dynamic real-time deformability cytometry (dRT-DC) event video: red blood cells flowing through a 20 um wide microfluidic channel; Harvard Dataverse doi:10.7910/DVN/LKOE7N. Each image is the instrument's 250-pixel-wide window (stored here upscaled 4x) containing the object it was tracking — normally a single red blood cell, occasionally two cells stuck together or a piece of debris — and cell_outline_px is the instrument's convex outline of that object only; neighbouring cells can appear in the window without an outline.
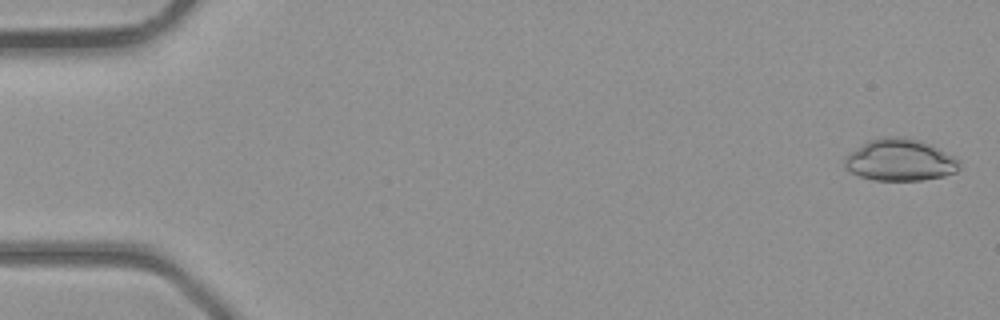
{"species": "common noctule bat (a hibernating species)", "species_latin": "Nyctalus noctula", "temperature_condition": "room temperature", "stored_images_in_passage": 41, "camera_frame_rate_fps": 3000, "um_per_image_px": 0.085, "animal": {"sex": "male", "body_mass_g": 23.1, "forearm_length_mm": 52.7}, "frame": {"image": 1, "passage_image": 1, "time_ms": 0.0, "image_size_px": [1000, 320], "cell_outline_px": [[960, 168], [956, 172], [944, 176], [924, 180], [872, 180], [860, 176], [852, 172], [844, 164], [844, 156], [868, 140], [884, 136], [900, 136], [920, 140], [960, 160]], "centroid_in_image_um": [76.49, 13.6], "position_along_channel_um": 8.5, "area_um2": 27.92}}
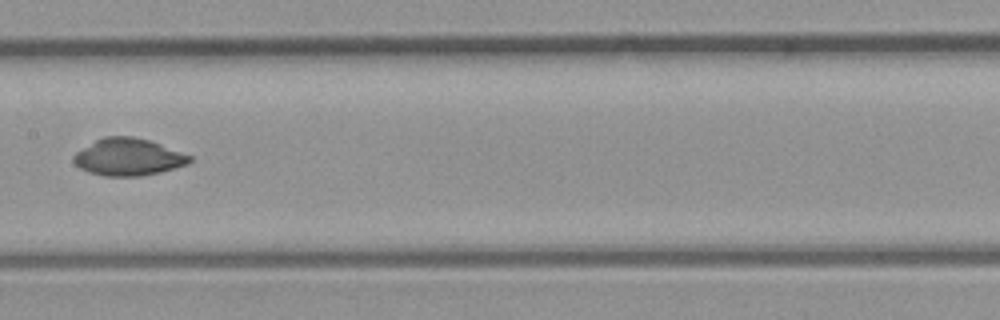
{"frame": {"image": 2, "passage_image": 21, "time_ms": 6.667, "image_size_px": [1000, 320], "cell_outline_px": [[192, 160], [188, 164], [160, 172], [140, 176], [104, 176], [88, 172], [80, 168], [72, 160], [72, 156], [76, 152], [96, 140], [104, 136], [132, 136], [148, 140], [160, 144], [192, 156]], "centroid_in_image_um": [10.89, 13.35], "position_along_channel_um": 196.5, "area_um2": 25.03}}
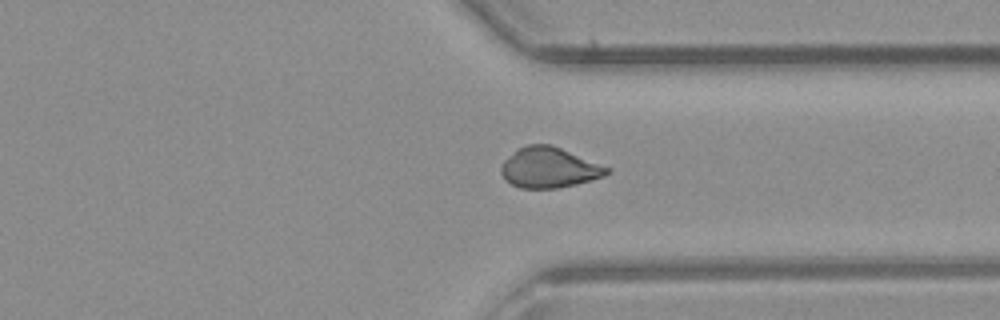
{"frame": {"image": 3, "passage_image": 31, "time_ms": 10.0, "image_size_px": [1000, 320], "cell_outline_px": [[612, 168], [604, 176], [576, 184], [556, 188], [520, 188], [504, 180], [500, 172], [500, 168], [504, 160], [516, 148], [528, 144], [552, 144]], "centroid_in_image_um": [46.65, 14.23], "position_along_channel_um": 364.7, "area_um2": 25.14}}